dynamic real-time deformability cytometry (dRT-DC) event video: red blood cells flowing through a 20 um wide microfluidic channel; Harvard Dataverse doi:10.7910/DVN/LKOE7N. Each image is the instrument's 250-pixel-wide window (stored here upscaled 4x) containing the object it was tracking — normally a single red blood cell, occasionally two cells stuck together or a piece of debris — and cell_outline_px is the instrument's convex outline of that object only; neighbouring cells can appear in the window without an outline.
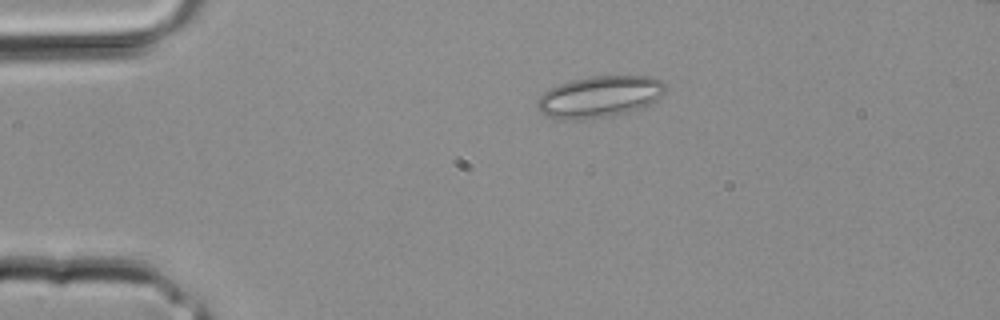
{"species": "common noctule bat (a hibernating species)", "species_latin": "Nyctalus noctula", "temperature_condition": "room temperature", "stored_images_in_passage": 3, "camera_frame_rate_fps": 3000, "um_per_image_px": 0.085, "animal": {"sex": "male", "body_mass_g": 20.4}, "frame": {"image": 1, "passage_image": 3, "time_ms": 0.667, "image_size_px": [1000, 320], "cell_outline_px": [[668, 84], [664, 92], [652, 104], [628, 112], [612, 116], [576, 120], [556, 120], [540, 112], [536, 108], [536, 104], [540, 96], [544, 92], [560, 84], [572, 80], [592, 76], [648, 76], [660, 80]], "centroid_in_image_um": [50.96, 8.23], "position_along_channel_um": 34.0, "area_um2": 31.15}}